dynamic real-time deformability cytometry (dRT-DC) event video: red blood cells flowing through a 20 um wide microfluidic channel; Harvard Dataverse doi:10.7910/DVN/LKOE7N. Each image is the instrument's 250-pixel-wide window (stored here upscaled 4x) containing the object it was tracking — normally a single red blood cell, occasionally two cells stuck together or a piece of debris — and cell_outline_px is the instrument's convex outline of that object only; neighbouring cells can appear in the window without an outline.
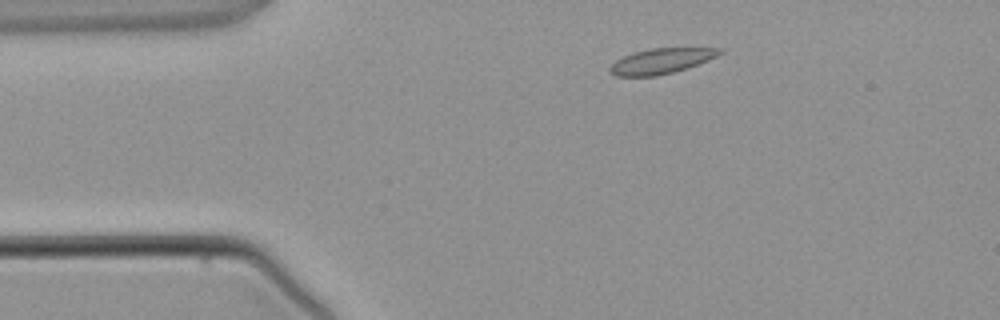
{"species": "common noctule bat (a hibernating species)", "species_latin": "Nyctalus noctula", "temperature_condition": "warm", "stored_images_in_passage": 1, "camera_frame_rate_fps": 3000, "um_per_image_px": 0.085, "animal": {"sex": "male", "body_mass_g": 21.5, "forearm_length_mm": 52.0}, "frame": {"image": 1, "passage_image": 1, "time_ms": 0.0, "image_size_px": [1000, 320], "cell_outline_px": [[724, 52], [708, 60], [688, 68], [656, 76], [616, 76], [608, 72], [608, 68], [616, 60], [632, 52], [652, 48], [724, 48]], "centroid_in_image_um": [56.19, 5.18], "position_along_channel_um": 28.8, "area_um2": 16.24}}